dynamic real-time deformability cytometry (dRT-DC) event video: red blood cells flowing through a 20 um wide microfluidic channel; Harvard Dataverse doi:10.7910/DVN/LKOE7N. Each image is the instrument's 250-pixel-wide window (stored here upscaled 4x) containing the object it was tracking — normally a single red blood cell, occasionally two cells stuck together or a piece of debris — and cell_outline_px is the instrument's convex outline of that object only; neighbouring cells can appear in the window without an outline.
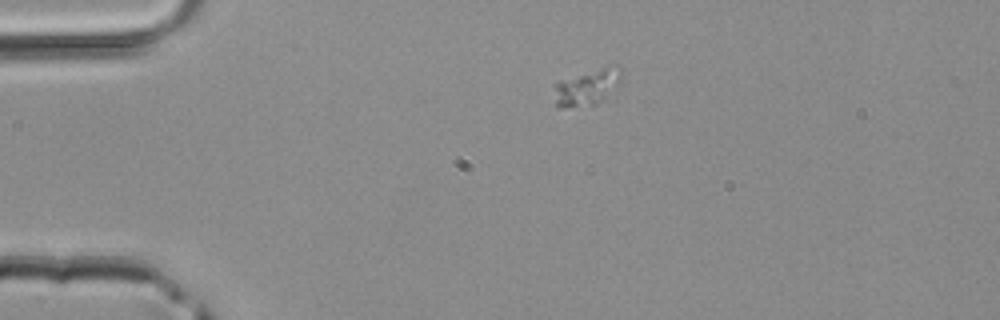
{"species": "common noctule bat (a hibernating species)", "species_latin": "Nyctalus noctula", "temperature_condition": "room temperature", "stored_images_in_passage": 2, "camera_frame_rate_fps": 3000, "um_per_image_px": 0.085, "animal": {"sex": "male", "body_mass_g": 20.4}, "frame": {"image": 1, "passage_image": 1, "time_ms": 0.0, "image_size_px": [1000, 320], "cell_outline_px": [[620, 80], [604, 100], [596, 104], [564, 108], [556, 108], [556, 84], [560, 80], [608, 64], [616, 64], [620, 68]], "centroid_in_image_um": [49.93, 7.39], "position_along_channel_um": 35.1, "area_um2": 14.1}}